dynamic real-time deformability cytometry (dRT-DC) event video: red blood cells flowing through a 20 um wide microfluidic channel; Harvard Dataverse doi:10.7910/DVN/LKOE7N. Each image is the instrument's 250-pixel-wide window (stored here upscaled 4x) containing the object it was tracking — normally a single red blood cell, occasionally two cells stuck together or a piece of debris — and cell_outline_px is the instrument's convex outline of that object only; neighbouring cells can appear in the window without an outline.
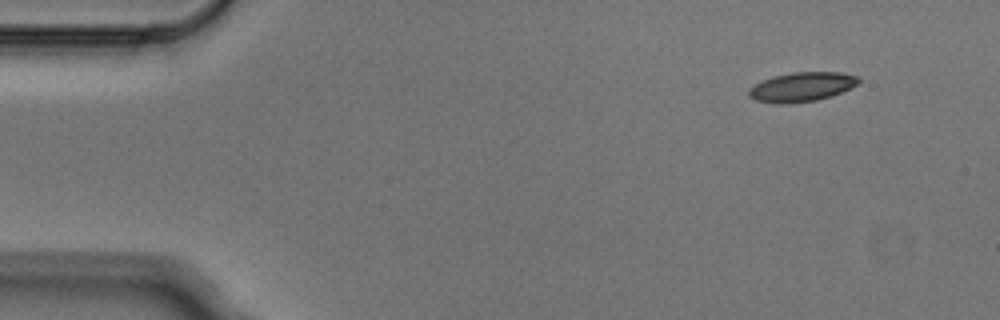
{"species": "Egyptian fruit bat (a non-hibernating species)", "species_latin": "Rousettus aegyptiacus", "temperature_condition": "cold", "stored_images_in_passage": 4, "camera_frame_rate_fps": 3000, "um_per_image_px": 0.085, "animal": {"sex": "male"}, "frame": {"image": 1, "passage_image": 1, "time_ms": 0.0, "image_size_px": [1000, 320], "cell_outline_px": [[860, 84], [832, 96], [816, 100], [788, 104], [776, 104], [756, 100], [748, 96], [748, 92], [756, 84], [764, 80], [776, 76], [792, 72], [840, 72], [856, 76], [860, 80]], "centroid_in_image_um": [68.19, 7.4], "position_along_channel_um": 16.8, "area_um2": 18.67}}
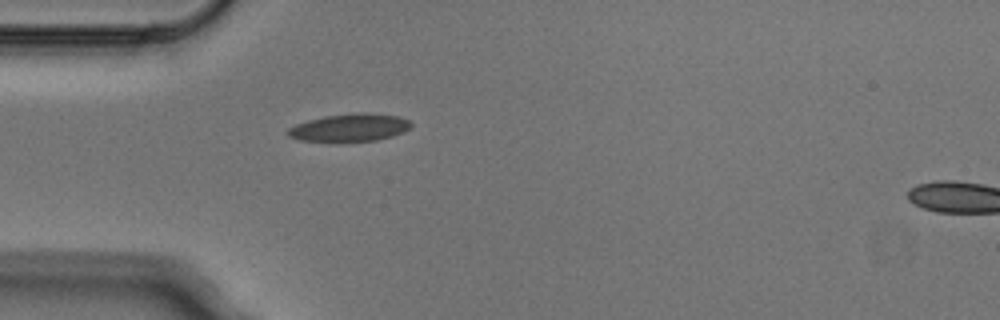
{"frame": {"image": 2, "passage_image": 4, "time_ms": 1.0, "image_size_px": [1000, 320], "cell_outline_px": [[412, 124], [404, 132], [392, 136], [376, 140], [300, 140], [288, 136], [284, 132], [288, 128], [296, 124], [308, 120], [324, 116], [352, 112], [368, 112], [396, 116], [408, 120]], "centroid_in_image_um": [29.7, 10.81], "position_along_channel_um": 55.3, "area_um2": 19.59}}